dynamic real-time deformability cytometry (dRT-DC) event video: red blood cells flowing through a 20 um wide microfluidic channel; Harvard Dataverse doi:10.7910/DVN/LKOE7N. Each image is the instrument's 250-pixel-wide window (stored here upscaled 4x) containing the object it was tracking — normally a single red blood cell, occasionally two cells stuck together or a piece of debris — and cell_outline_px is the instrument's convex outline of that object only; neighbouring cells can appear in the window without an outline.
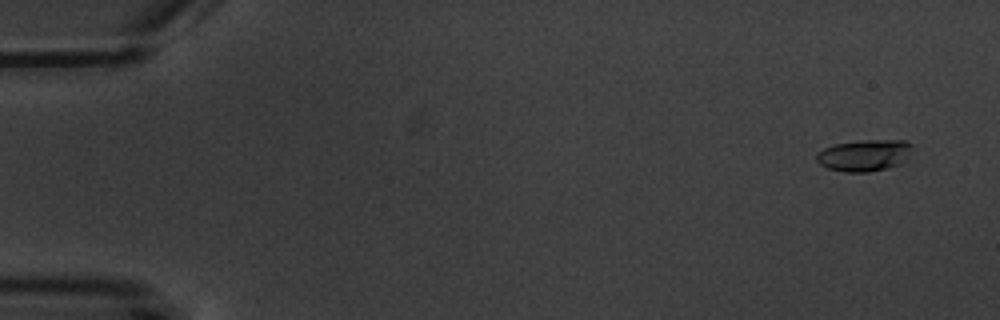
{"species": "common noctule bat (a hibernating species)", "species_latin": "Nyctalus noctula", "temperature_condition": "warm", "stored_images_in_passage": 10, "camera_frame_rate_fps": 3000, "um_per_image_px": 0.085, "animal": {"sex": "male", "body_mass_g": 20.1, "forearm_length_mm": 53.5}, "frame": {"image": 1, "passage_image": 1, "time_ms": 0.0, "image_size_px": [1000, 320], "cell_outline_px": [[916, 148], [908, 164], [868, 172], [844, 172], [828, 168], [820, 164], [816, 160], [816, 156], [824, 148], [836, 144], [864, 140], [904, 140], [912, 144]], "centroid_in_image_um": [73.64, 13.21], "position_along_channel_um": 11.4, "area_um2": 18.26}}